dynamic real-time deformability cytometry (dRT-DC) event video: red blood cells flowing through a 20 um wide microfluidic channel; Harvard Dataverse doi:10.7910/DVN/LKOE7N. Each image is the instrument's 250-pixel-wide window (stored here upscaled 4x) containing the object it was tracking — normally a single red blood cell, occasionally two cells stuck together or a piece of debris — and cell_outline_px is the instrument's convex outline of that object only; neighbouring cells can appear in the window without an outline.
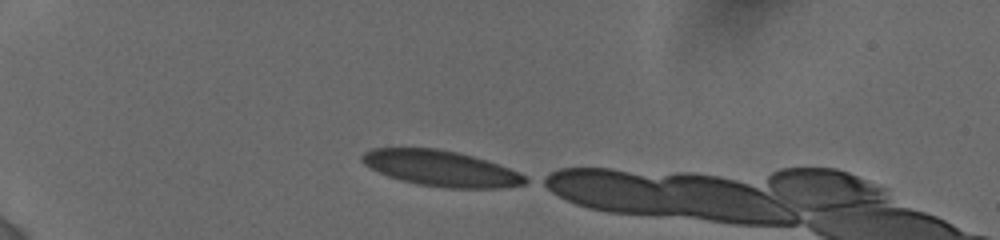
{"species": "human", "species_latin": "Homo sapiens", "temperature_condition": "cold", "stored_images_in_passage": 34, "camera_frame_rate_fps": 3000, "um_per_image_px": 0.085, "donor": {"sex": "female"}, "frame": {"image": 1, "passage_image": 1, "time_ms": 0.0, "image_size_px": [1000, 240], "cell_outline_px": [[532, 180], [524, 184], [500, 188], [448, 188], [416, 184], [400, 180], [388, 176], [364, 164], [360, 160], [360, 156], [364, 152], [372, 148], [436, 148], [456, 152], [472, 156], [508, 168]], "centroid_in_image_um": [37.45, 14.32], "position_along_channel_um": 47.6, "area_um2": 33.7}}
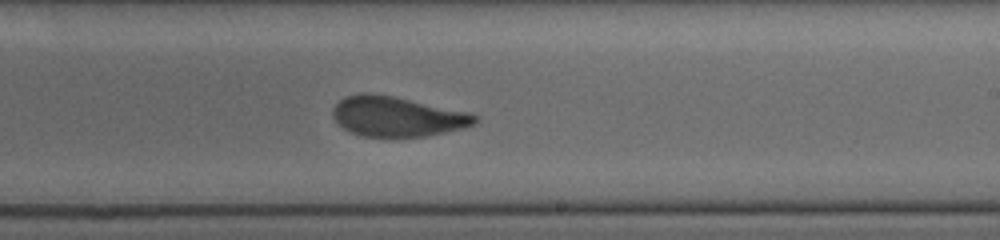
{"frame": {"image": 2, "passage_image": 19, "time_ms": 6.667, "image_size_px": [1000, 240], "cell_outline_px": [[480, 120], [476, 124], [444, 132], [424, 136], [360, 136], [344, 128], [332, 116], [332, 108], [344, 96], [360, 92], [368, 92], [392, 96], [468, 112], [480, 116]], "centroid_in_image_um": [33.74, 9.88], "position_along_channel_um": 255.3, "area_um2": 32.89}}
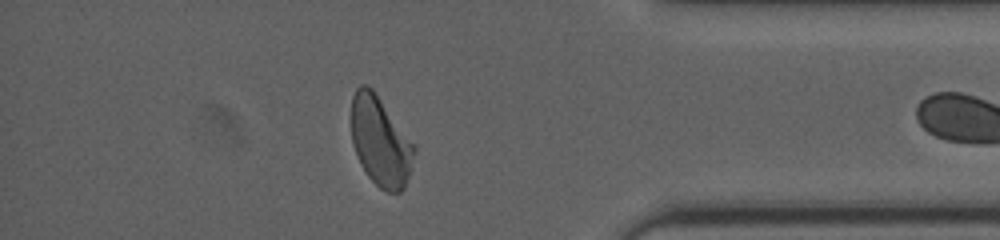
{"frame": {"image": 3, "passage_image": 32, "time_ms": 11.0, "image_size_px": [1000, 240], "cell_outline_px": [[416, 152], [404, 188], [400, 192], [384, 192], [368, 176], [360, 164], [352, 144], [352, 96], [356, 88], [360, 84], [364, 84], [372, 88], [416, 148]], "centroid_in_image_um": [32.32, 12.04], "position_along_channel_um": 402.9, "area_um2": 32.37}}